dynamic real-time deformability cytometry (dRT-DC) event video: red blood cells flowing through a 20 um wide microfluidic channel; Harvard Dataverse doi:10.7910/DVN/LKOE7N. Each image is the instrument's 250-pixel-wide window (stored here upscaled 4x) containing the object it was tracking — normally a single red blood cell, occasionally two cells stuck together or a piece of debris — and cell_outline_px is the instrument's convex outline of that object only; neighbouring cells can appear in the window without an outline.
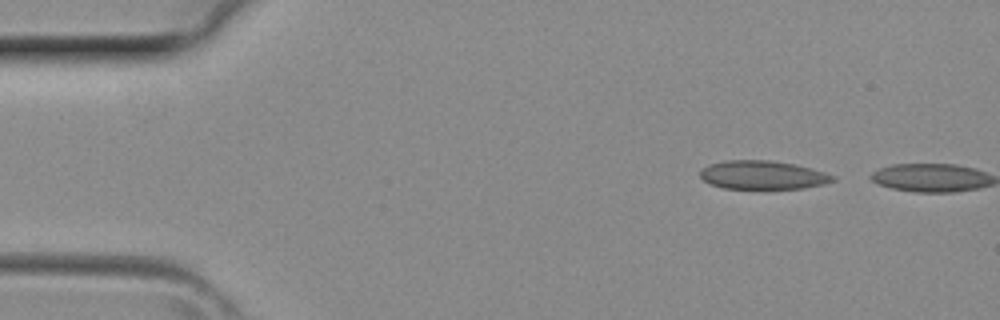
{"species": "common noctule bat (a hibernating species)", "species_latin": "Nyctalus noctula", "temperature_condition": "room temperature", "stored_images_in_passage": 2, "camera_frame_rate_fps": 3000, "um_per_image_px": 0.085, "animal": {"sex": "female", "body_mass_g": 29.2, "forearm_length_mm": 56.3}, "frame": {"image": 1, "passage_image": 1, "time_ms": 0.0, "image_size_px": [1000, 320], "cell_outline_px": [[836, 180], [824, 184], [804, 188], [724, 188], [712, 184], [704, 180], [700, 176], [700, 172], [708, 164], [728, 160], [772, 160], [796, 164], [812, 168], [836, 176]], "centroid_in_image_um": [64.88, 14.86], "position_along_channel_um": 20.1, "area_um2": 22.02}}